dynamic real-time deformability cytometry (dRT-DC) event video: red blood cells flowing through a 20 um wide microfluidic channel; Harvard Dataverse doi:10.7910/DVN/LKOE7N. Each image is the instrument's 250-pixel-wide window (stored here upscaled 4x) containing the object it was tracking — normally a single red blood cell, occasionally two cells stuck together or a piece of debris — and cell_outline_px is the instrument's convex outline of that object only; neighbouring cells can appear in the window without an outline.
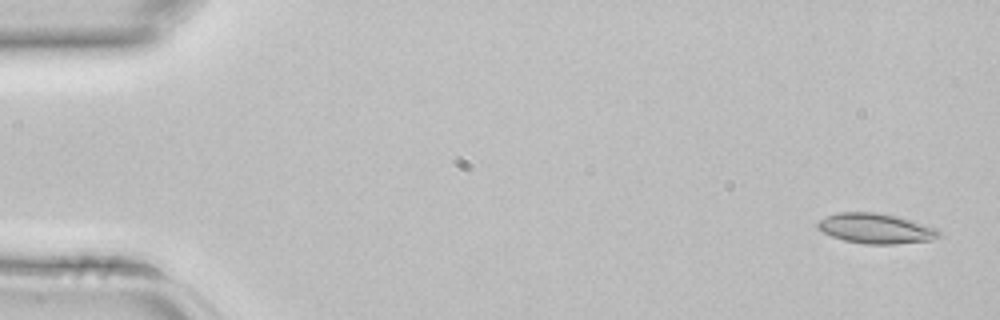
{"species": "common noctule bat (a hibernating species)", "species_latin": "Nyctalus noctula", "temperature_condition": "room temperature", "stored_images_in_passage": 4, "camera_frame_rate_fps": 3000, "um_per_image_px": 0.085, "animal": {"sex": "female", "body_mass_g": 22.7, "forearm_length_mm": 54.2}, "frame": {"image": 1, "passage_image": 1, "time_ms": 0.0, "image_size_px": [1000, 320], "cell_outline_px": [[940, 236], [932, 240], [896, 244], [864, 244], [844, 240], [832, 236], [816, 228], [816, 224], [820, 220], [828, 216], [840, 212], [876, 212], [896, 216], [936, 228], [940, 232]], "centroid_in_image_um": [74.43, 19.43], "position_along_channel_um": 10.6, "area_um2": 21.1}}
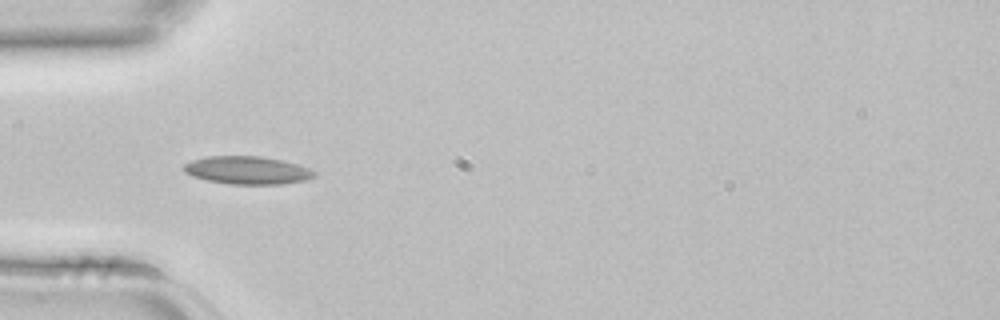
{"frame": {"image": 2, "passage_image": 4, "time_ms": 1.0, "image_size_px": [1000, 320], "cell_outline_px": [[316, 176], [304, 180], [280, 184], [228, 184], [208, 180], [192, 176], [184, 172], [180, 168], [184, 164], [192, 160], [208, 156], [260, 156], [280, 160], [296, 164], [308, 168], [316, 172]], "centroid_in_image_um": [20.97, 14.47], "position_along_channel_um": 64.0, "area_um2": 21.15}}